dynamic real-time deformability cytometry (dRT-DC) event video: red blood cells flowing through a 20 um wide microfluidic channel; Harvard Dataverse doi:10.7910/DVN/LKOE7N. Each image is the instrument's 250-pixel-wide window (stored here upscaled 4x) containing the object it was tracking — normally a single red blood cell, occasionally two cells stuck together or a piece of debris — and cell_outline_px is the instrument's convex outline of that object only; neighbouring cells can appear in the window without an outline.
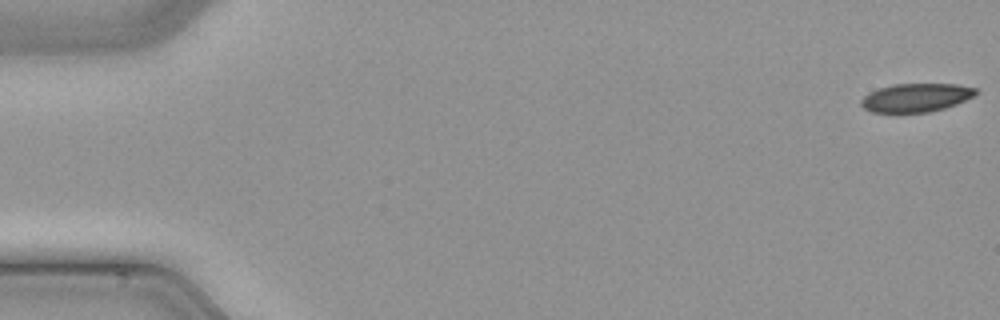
{"species": "common noctule bat (a hibernating species)", "species_latin": "Nyctalus noctula", "temperature_condition": "cold", "stored_images_in_passage": 49, "camera_frame_rate_fps": 3000, "um_per_image_px": 0.085, "animal": {"sex": "male", "body_mass_g": 21.5, "forearm_length_mm": 52.0}, "frame": {"image": 1, "passage_image": 1, "time_ms": 0.0, "image_size_px": [1000, 320], "cell_outline_px": [[976, 92], [972, 96], [956, 104], [944, 108], [928, 112], [896, 116], [872, 112], [864, 108], [860, 104], [860, 100], [868, 92], [892, 84], [956, 84], [976, 88]], "centroid_in_image_um": [77.75, 8.35], "position_along_channel_um": 7.2, "area_um2": 19.65}}
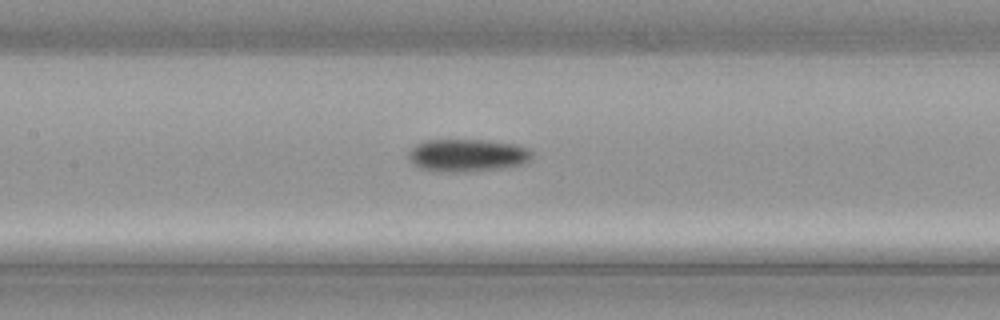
{"frame": {"image": 2, "passage_image": 23, "time_ms": 7.333, "image_size_px": [1000, 320], "cell_outline_px": [[532, 156], [528, 160], [520, 164], [496, 168], [464, 172], [436, 172], [420, 168], [412, 164], [408, 160], [408, 156], [412, 148], [416, 144], [428, 140], [488, 140], [516, 144], [528, 148], [532, 152]], "centroid_in_image_um": [39.67, 13.2], "position_along_channel_um": 167.7, "area_um2": 23.41}}
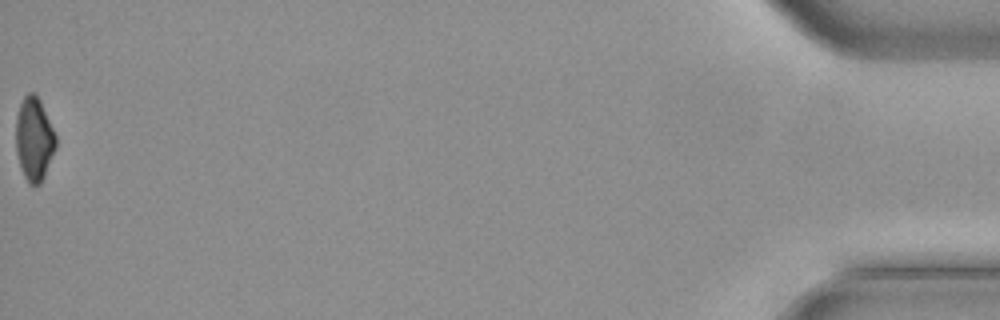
{"frame": {"image": 3, "passage_image": 49, "time_ms": 16.0, "image_size_px": [1000, 320], "cell_outline_px": [[56, 148], [44, 176], [40, 184], [28, 184], [20, 168], [16, 152], [16, 116], [20, 104], [24, 96], [28, 92], [32, 92], [40, 100], [56, 136]], "centroid_in_image_um": [2.89, 11.83], "position_along_channel_um": 432.3, "area_um2": 19.36}}